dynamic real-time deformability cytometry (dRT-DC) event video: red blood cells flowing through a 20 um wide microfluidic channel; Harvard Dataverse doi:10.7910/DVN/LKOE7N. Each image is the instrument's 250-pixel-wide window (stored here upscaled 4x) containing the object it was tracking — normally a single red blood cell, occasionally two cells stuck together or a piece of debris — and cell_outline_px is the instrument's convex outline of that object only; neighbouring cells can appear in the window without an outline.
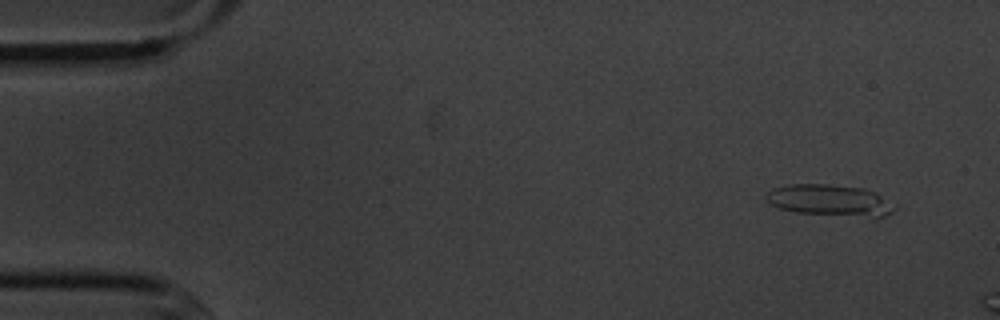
{"species": "common noctule bat (a hibernating species)", "species_latin": "Nyctalus noctula", "temperature_condition": "cold", "stored_images_in_passage": 3, "camera_frame_rate_fps": 3000, "um_per_image_px": 0.085, "animal": {"sex": "male", "body_mass_g": 20.1, "forearm_length_mm": 53.5}, "frame": {"image": 1, "passage_image": 1, "time_ms": 0.0, "image_size_px": [1000, 320], "cell_outline_px": [[896, 208], [892, 212], [884, 216], [876, 216], [796, 212], [780, 208], [772, 204], [764, 196], [772, 188], [788, 184], [828, 184], [864, 188], [896, 204]], "centroid_in_image_um": [70.51, 16.99], "position_along_channel_um": 14.5, "area_um2": 22.89}}